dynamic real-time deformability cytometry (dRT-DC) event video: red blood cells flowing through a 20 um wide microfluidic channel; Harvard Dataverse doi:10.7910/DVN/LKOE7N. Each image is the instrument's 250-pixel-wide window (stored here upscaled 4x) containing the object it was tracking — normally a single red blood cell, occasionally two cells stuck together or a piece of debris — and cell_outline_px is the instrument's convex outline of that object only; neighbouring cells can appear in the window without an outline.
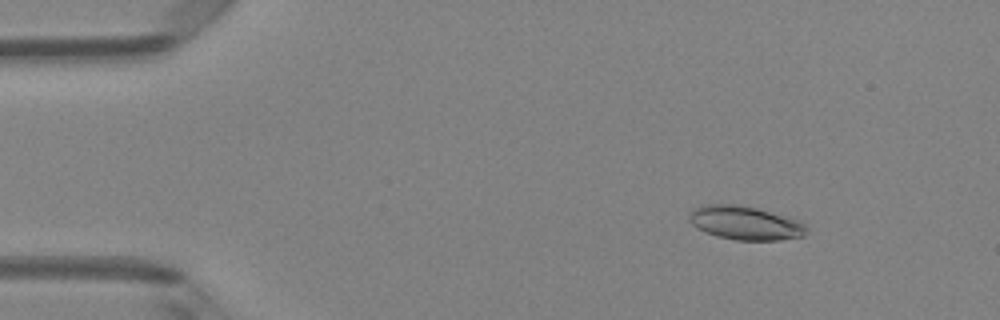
{"species": "Egyptian fruit bat (a non-hibernating species)", "species_latin": "Rousettus aegyptiacus", "temperature_condition": "room temperature", "stored_images_in_passage": 5, "camera_frame_rate_fps": 3000, "um_per_image_px": 0.085, "animal": {"sex": "female"}, "frame": {"image": 1, "passage_image": 2, "time_ms": 0.333, "image_size_px": [1000, 320], "cell_outline_px": [[808, 228], [804, 236], [780, 240], [736, 240], [716, 236], [704, 232], [696, 228], [688, 220], [688, 216], [692, 208], [708, 204], [740, 204], [756, 208], [800, 220]], "centroid_in_image_um": [63.32, 18.95], "position_along_channel_um": 21.7, "area_um2": 23.29}}
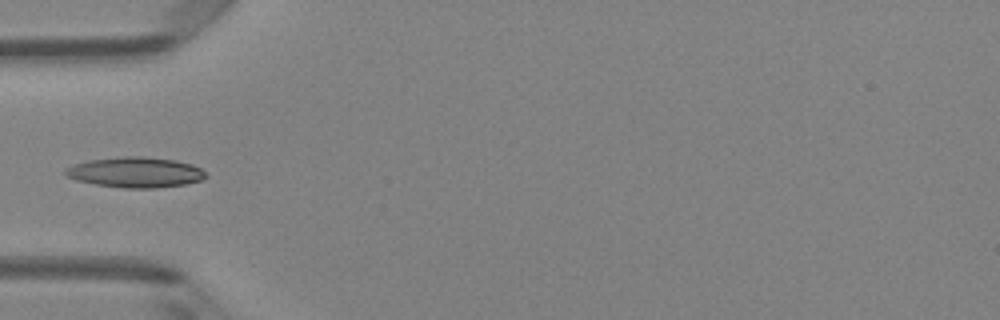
{"frame": {"image": 2, "passage_image": 5, "time_ms": 1.333, "image_size_px": [1000, 320], "cell_outline_px": [[208, 176], [200, 180], [184, 184], [156, 188], [124, 188], [96, 184], [76, 180], [64, 176], [64, 168], [88, 160], [124, 156], [144, 156], [176, 160], [192, 164], [200, 168]], "centroid_in_image_um": [11.49, 14.64], "position_along_channel_um": 73.5, "area_um2": 24.91}}